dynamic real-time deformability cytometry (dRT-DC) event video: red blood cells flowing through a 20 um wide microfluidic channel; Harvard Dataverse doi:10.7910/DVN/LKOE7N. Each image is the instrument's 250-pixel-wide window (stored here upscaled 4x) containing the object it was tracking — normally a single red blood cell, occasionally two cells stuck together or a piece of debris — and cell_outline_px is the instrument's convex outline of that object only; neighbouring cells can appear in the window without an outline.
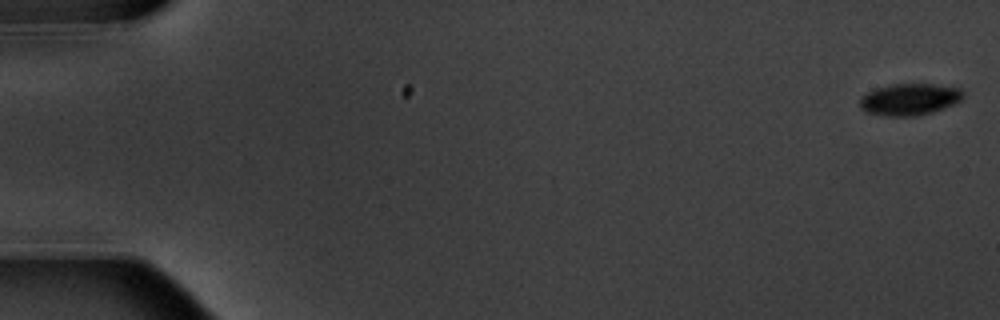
{"species": "common noctule bat (a hibernating species)", "species_latin": "Nyctalus noctula", "temperature_condition": "warm", "stored_images_in_passage": 3, "camera_frame_rate_fps": 3000, "um_per_image_px": 0.085, "animal": {"sex": "male", "body_mass_g": 20.1, "forearm_length_mm": 53.5}, "frame": {"image": 1, "passage_image": 1, "time_ms": 0.0, "image_size_px": [1000, 320], "cell_outline_px": [[964, 96], [960, 100], [952, 104], [932, 112], [916, 116], [884, 116], [868, 112], [860, 108], [860, 96], [876, 88], [892, 84], [932, 84], [960, 88], [964, 92]], "centroid_in_image_um": [77.29, 8.44], "position_along_channel_um": 7.7, "area_um2": 19.02}}